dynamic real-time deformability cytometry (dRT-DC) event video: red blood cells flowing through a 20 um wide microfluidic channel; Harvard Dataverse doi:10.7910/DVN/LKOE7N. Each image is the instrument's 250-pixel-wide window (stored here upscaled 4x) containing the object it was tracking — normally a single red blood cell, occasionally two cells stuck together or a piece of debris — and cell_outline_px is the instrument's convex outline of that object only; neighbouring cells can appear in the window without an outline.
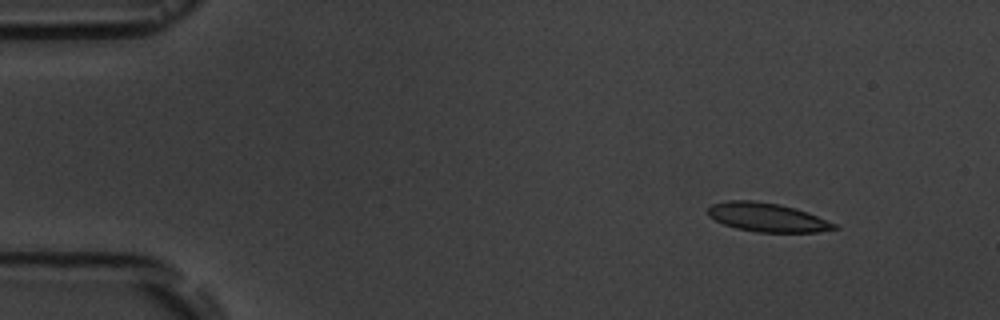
{"species": "common noctule bat (a hibernating species)", "species_latin": "Nyctalus noctula", "temperature_condition": "room temperature", "stored_images_in_passage": 4, "segment_of_instrument_passage": [1, 2], "camera_frame_rate_fps": 3000, "um_per_image_px": 0.085, "animal": {"sex": "male", "body_mass_g": 19.5, "forearm_length_mm": 54.6}, "frame": {"image": 1, "passage_image": 1, "time_ms": 0.0, "image_size_px": [1000, 320], "cell_outline_px": [[840, 228], [816, 232], [756, 232], [736, 228], [724, 224], [708, 216], [708, 208], [712, 204], [728, 200], [752, 200], [776, 204], [808, 212], [840, 224]], "centroid_in_image_um": [65.25, 18.48], "position_along_channel_um": 19.7, "area_um2": 21.21}}